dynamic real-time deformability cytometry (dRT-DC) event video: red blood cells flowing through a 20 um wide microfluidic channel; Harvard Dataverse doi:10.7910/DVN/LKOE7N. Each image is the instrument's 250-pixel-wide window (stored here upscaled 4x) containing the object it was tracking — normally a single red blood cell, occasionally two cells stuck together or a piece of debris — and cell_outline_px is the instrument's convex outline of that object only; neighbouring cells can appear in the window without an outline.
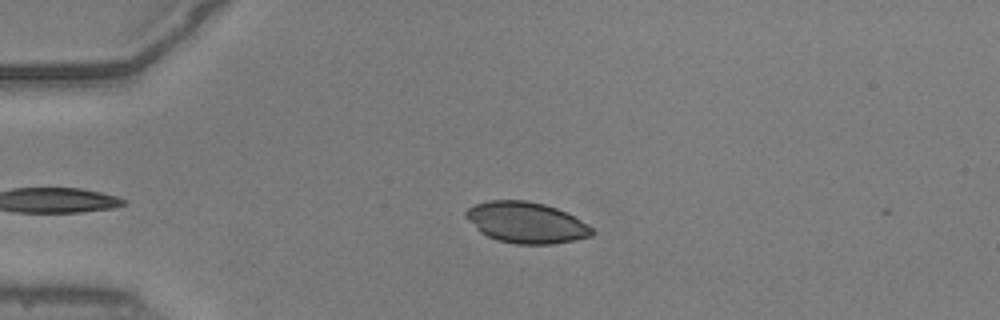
{"species": "common noctule bat (a hibernating species)", "species_latin": "Nyctalus noctula", "temperature_condition": "warm", "stored_images_in_passage": 5, "camera_frame_rate_fps": 3000, "um_per_image_px": 0.085, "animal": {"sex": "male", "body_mass_g": 20.5, "forearm_length_mm": 52.5}, "frame": {"image": 1, "passage_image": 2, "time_ms": 0.333, "image_size_px": [1000, 320], "cell_outline_px": [[596, 232], [592, 236], [576, 240], [552, 244], [516, 244], [496, 240], [480, 232], [464, 216], [464, 212], [472, 204], [488, 200], [528, 200], [544, 204], [556, 208], [588, 224]], "centroid_in_image_um": [44.71, 18.91], "position_along_channel_um": 40.3, "area_um2": 30.35}}